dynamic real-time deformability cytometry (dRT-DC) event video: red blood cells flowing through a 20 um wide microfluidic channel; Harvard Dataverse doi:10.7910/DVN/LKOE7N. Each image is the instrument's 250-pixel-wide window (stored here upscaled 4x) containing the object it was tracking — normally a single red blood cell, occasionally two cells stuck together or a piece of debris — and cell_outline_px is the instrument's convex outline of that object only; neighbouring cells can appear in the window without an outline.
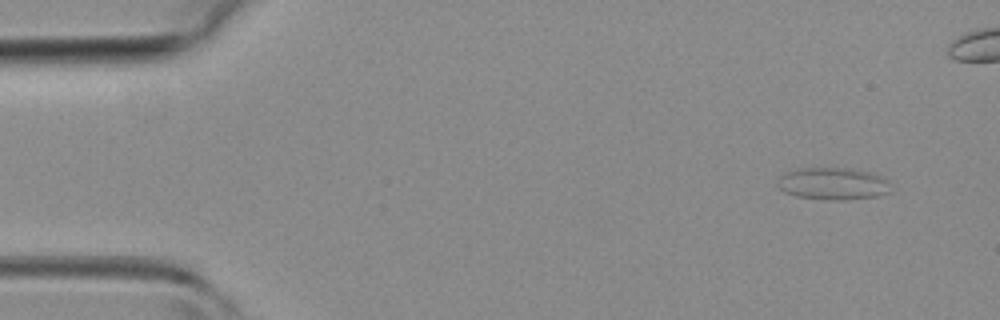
{"species": "common noctule bat (a hibernating species)", "species_latin": "Nyctalus noctula", "temperature_condition": "room temperature", "stored_images_in_passage": 4, "camera_frame_rate_fps": 3000, "um_per_image_px": 0.085, "animal": {"sex": "female", "body_mass_g": 19.3, "forearm_length_mm": 54.1}, "frame": {"image": 1, "passage_image": 1, "time_ms": 0.0, "image_size_px": [1000, 320], "cell_outline_px": [[892, 192], [880, 196], [796, 196], [784, 192], [776, 184], [784, 172], [800, 168], [856, 168], [872, 172], [888, 180]], "centroid_in_image_um": [70.83, 15.53], "position_along_channel_um": 14.2, "area_um2": 20.17}}